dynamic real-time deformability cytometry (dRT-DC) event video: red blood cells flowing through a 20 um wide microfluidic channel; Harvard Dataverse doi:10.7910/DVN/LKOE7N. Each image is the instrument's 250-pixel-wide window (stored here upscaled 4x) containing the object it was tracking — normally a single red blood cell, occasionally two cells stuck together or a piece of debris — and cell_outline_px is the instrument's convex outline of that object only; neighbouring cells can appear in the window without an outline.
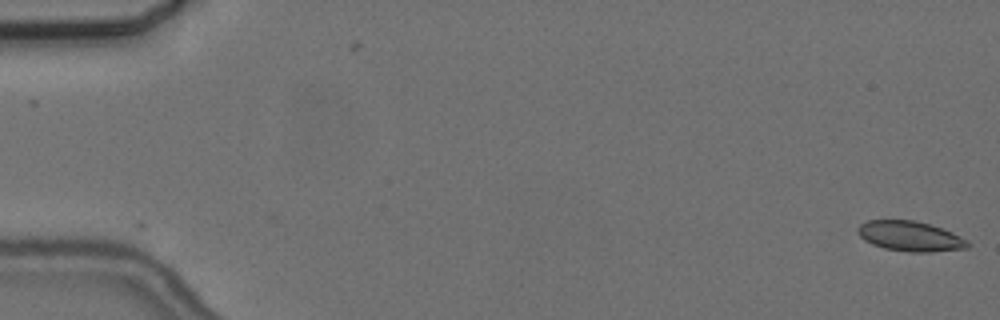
{"species": "common noctule bat (a hibernating species)", "species_latin": "Nyctalus noctula", "temperature_condition": "cold", "stored_images_in_passage": 15, "camera_frame_rate_fps": 3000, "um_per_image_px": 0.085, "animal": {"sex": "female", "body_mass_g": 24.6, "forearm_length_mm": 56.2}, "frame": {"image": 1, "passage_image": 1, "time_ms": 0.0, "image_size_px": [1000, 320], "cell_outline_px": [[972, 244], [968, 248], [932, 252], [908, 252], [884, 248], [872, 244], [864, 240], [856, 232], [856, 228], [860, 224], [868, 220], [912, 220], [928, 224], [952, 232], [968, 240]], "centroid_in_image_um": [77.36, 20.09], "position_along_channel_um": 7.6, "area_um2": 19.36}}
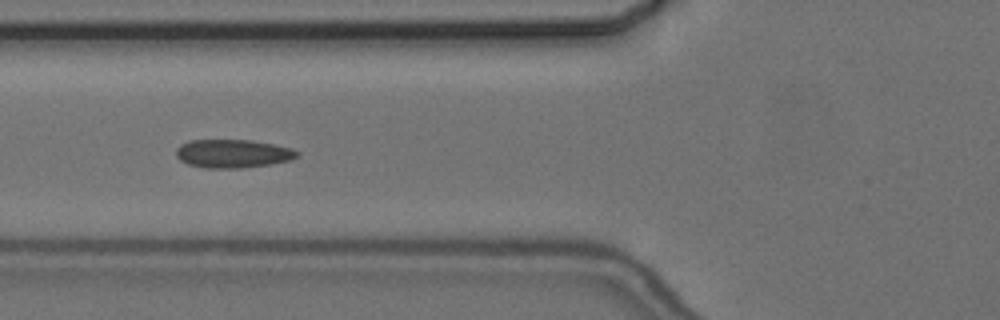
{"frame": {"image": 2, "passage_image": 6, "time_ms": 7.0, "image_size_px": [1000, 320], "cell_outline_px": [[300, 156], [288, 160], [272, 164], [240, 168], [204, 168], [188, 164], [180, 160], [176, 156], [176, 148], [180, 144], [188, 140], [252, 140], [292, 148], [300, 152]], "centroid_in_image_um": [19.78, 13.05], "position_along_channel_um": 106.0, "area_um2": 20.17}}
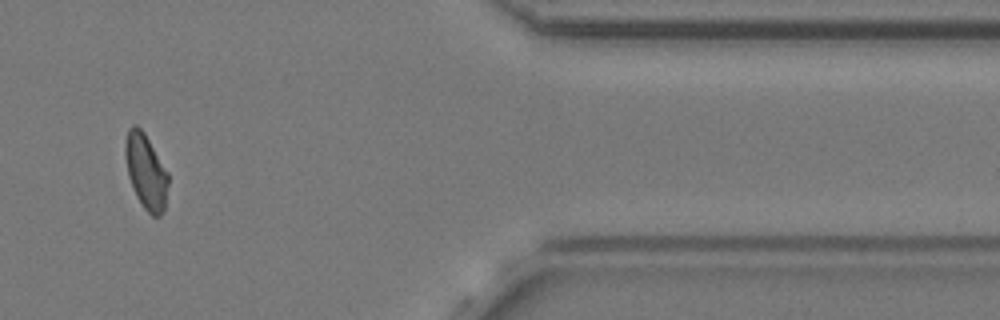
{"frame": {"image": 3, "passage_image": 13, "time_ms": 16.0, "image_size_px": [1000, 320], "cell_outline_px": [[168, 184], [164, 212], [160, 216], [152, 216], [144, 208], [136, 196], [128, 176], [124, 152], [124, 144], [128, 128], [132, 124], [136, 124], [144, 132], [168, 172]], "centroid_in_image_um": [12.39, 14.57], "position_along_channel_um": 399.0, "area_um2": 18.9}, "authors_computed_cell_mechanics": {"area_um2": 19.5364, "velocity_mm_per_s": 3.6363, "shape_relaxation_time_tau1_ms": 6.5125, "shape_relaxation_time_tau2_ms": 1.0895, "deformation_change_tau1": 0.1247, "deformation_change_tau2": 0.0322}}